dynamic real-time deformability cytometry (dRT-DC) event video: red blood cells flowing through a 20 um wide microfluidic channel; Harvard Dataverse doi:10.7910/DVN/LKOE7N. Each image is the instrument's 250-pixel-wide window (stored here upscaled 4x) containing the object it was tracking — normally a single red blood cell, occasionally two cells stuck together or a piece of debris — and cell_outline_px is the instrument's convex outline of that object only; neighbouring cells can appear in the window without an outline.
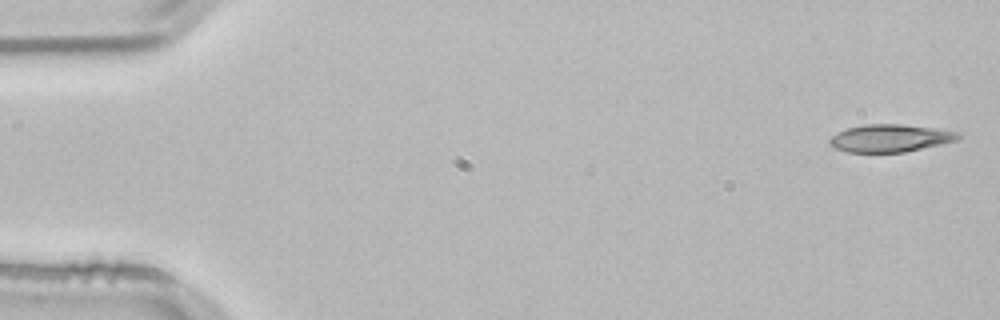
{"species": "common noctule bat (a hibernating species)", "species_latin": "Nyctalus noctula", "temperature_condition": "room temperature", "stored_images_in_passage": 52, "camera_frame_rate_fps": 3000, "um_per_image_px": 0.085, "animal": {"sex": "male", "body_mass_g": 21.5, "forearm_length_mm": 52.0}, "frame": {"image": 1, "passage_image": 1, "time_ms": 0.0, "image_size_px": [1000, 320], "cell_outline_px": [[964, 132], [960, 140], [904, 152], [848, 152], [836, 148], [828, 144], [828, 140], [832, 136], [848, 128], [864, 124], [900, 124], [936, 128]], "centroid_in_image_um": [75.75, 11.74], "position_along_channel_um": 9.3, "area_um2": 20.81}}
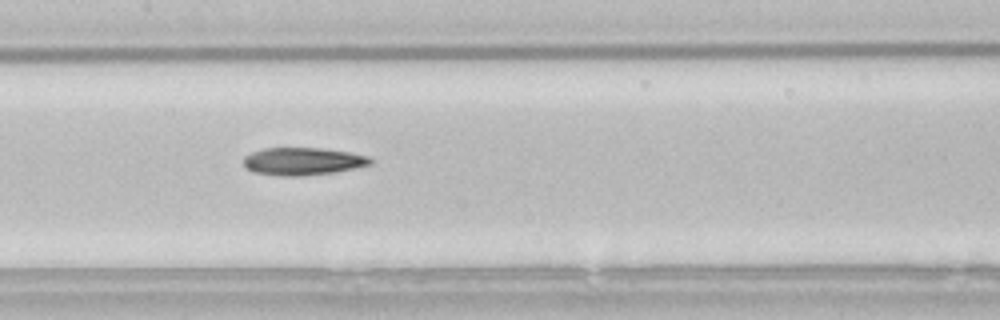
{"frame": {"image": 2, "passage_image": 25, "time_ms": 8.0, "image_size_px": [1000, 320], "cell_outline_px": [[372, 164], [356, 168], [336, 172], [300, 176], [284, 176], [252, 172], [244, 164], [244, 156], [252, 152], [264, 148], [320, 148], [348, 152], [368, 156], [372, 160]], "centroid_in_image_um": [25.75, 13.71], "position_along_channel_um": 181.7, "area_um2": 20.35}}
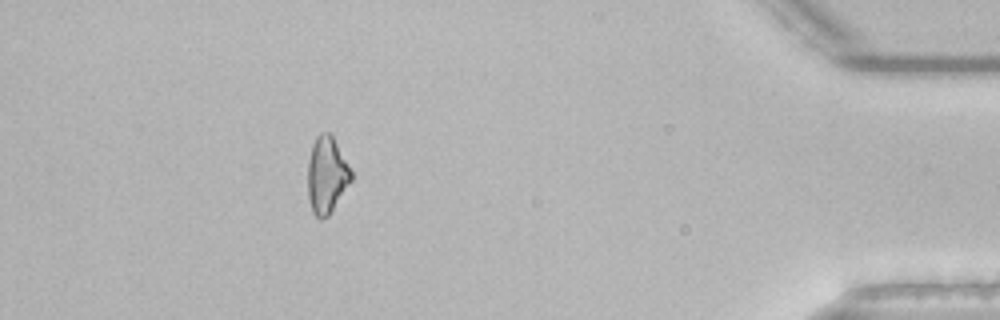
{"frame": {"image": 3, "passage_image": 47, "time_ms": 15.333, "image_size_px": [1000, 320], "cell_outline_px": [[352, 180], [328, 216], [320, 220], [312, 212], [308, 200], [308, 160], [312, 144], [316, 136], [320, 132], [332, 132], [352, 172]], "centroid_in_image_um": [27.76, 14.85], "position_along_channel_um": 407.4, "area_um2": 19.65}}